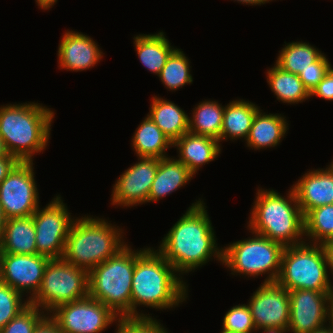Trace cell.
Listing matches in <instances>:
<instances>
[{
    "instance_id": "cell-12",
    "label": "cell",
    "mask_w": 333,
    "mask_h": 333,
    "mask_svg": "<svg viewBox=\"0 0 333 333\" xmlns=\"http://www.w3.org/2000/svg\"><path fill=\"white\" fill-rule=\"evenodd\" d=\"M33 162H19L0 183V204L5 217H27L40 206Z\"/></svg>"
},
{
    "instance_id": "cell-5",
    "label": "cell",
    "mask_w": 333,
    "mask_h": 333,
    "mask_svg": "<svg viewBox=\"0 0 333 333\" xmlns=\"http://www.w3.org/2000/svg\"><path fill=\"white\" fill-rule=\"evenodd\" d=\"M122 226L105 218L90 215L75 217L65 243L62 258L88 272L116 255L128 242Z\"/></svg>"
},
{
    "instance_id": "cell-28",
    "label": "cell",
    "mask_w": 333,
    "mask_h": 333,
    "mask_svg": "<svg viewBox=\"0 0 333 333\" xmlns=\"http://www.w3.org/2000/svg\"><path fill=\"white\" fill-rule=\"evenodd\" d=\"M225 106L216 100H202L192 108L188 132L214 138L220 142Z\"/></svg>"
},
{
    "instance_id": "cell-16",
    "label": "cell",
    "mask_w": 333,
    "mask_h": 333,
    "mask_svg": "<svg viewBox=\"0 0 333 333\" xmlns=\"http://www.w3.org/2000/svg\"><path fill=\"white\" fill-rule=\"evenodd\" d=\"M247 304L256 330L271 327L288 330L290 298L288 290L276 282H262Z\"/></svg>"
},
{
    "instance_id": "cell-14",
    "label": "cell",
    "mask_w": 333,
    "mask_h": 333,
    "mask_svg": "<svg viewBox=\"0 0 333 333\" xmlns=\"http://www.w3.org/2000/svg\"><path fill=\"white\" fill-rule=\"evenodd\" d=\"M137 159L138 162L127 168L112 186L111 205L131 208L148 203L159 158L137 157Z\"/></svg>"
},
{
    "instance_id": "cell-42",
    "label": "cell",
    "mask_w": 333,
    "mask_h": 333,
    "mask_svg": "<svg viewBox=\"0 0 333 333\" xmlns=\"http://www.w3.org/2000/svg\"><path fill=\"white\" fill-rule=\"evenodd\" d=\"M232 1V0H231ZM234 2L237 1L238 3L241 4H245V5H250V6H254V5H263L266 3H269L270 1L272 2L273 0H233Z\"/></svg>"
},
{
    "instance_id": "cell-13",
    "label": "cell",
    "mask_w": 333,
    "mask_h": 333,
    "mask_svg": "<svg viewBox=\"0 0 333 333\" xmlns=\"http://www.w3.org/2000/svg\"><path fill=\"white\" fill-rule=\"evenodd\" d=\"M288 294L290 298L288 333H312L328 324L333 292L295 289L288 291Z\"/></svg>"
},
{
    "instance_id": "cell-32",
    "label": "cell",
    "mask_w": 333,
    "mask_h": 333,
    "mask_svg": "<svg viewBox=\"0 0 333 333\" xmlns=\"http://www.w3.org/2000/svg\"><path fill=\"white\" fill-rule=\"evenodd\" d=\"M9 285L0 281V330L23 311L29 300Z\"/></svg>"
},
{
    "instance_id": "cell-46",
    "label": "cell",
    "mask_w": 333,
    "mask_h": 333,
    "mask_svg": "<svg viewBox=\"0 0 333 333\" xmlns=\"http://www.w3.org/2000/svg\"><path fill=\"white\" fill-rule=\"evenodd\" d=\"M312 333H333L332 328L327 324L323 328L313 331Z\"/></svg>"
},
{
    "instance_id": "cell-40",
    "label": "cell",
    "mask_w": 333,
    "mask_h": 333,
    "mask_svg": "<svg viewBox=\"0 0 333 333\" xmlns=\"http://www.w3.org/2000/svg\"><path fill=\"white\" fill-rule=\"evenodd\" d=\"M325 254H326V258H327V265H328V270H329V275L332 276V280H333V243L332 242H325L322 244Z\"/></svg>"
},
{
    "instance_id": "cell-4",
    "label": "cell",
    "mask_w": 333,
    "mask_h": 333,
    "mask_svg": "<svg viewBox=\"0 0 333 333\" xmlns=\"http://www.w3.org/2000/svg\"><path fill=\"white\" fill-rule=\"evenodd\" d=\"M286 196V197H285ZM277 190L257 188L247 229L284 247L305 242L304 214L292 187L286 195Z\"/></svg>"
},
{
    "instance_id": "cell-20",
    "label": "cell",
    "mask_w": 333,
    "mask_h": 333,
    "mask_svg": "<svg viewBox=\"0 0 333 333\" xmlns=\"http://www.w3.org/2000/svg\"><path fill=\"white\" fill-rule=\"evenodd\" d=\"M288 122L283 114H268L260 109L253 119L246 147L255 151L277 147L287 135Z\"/></svg>"
},
{
    "instance_id": "cell-39",
    "label": "cell",
    "mask_w": 333,
    "mask_h": 333,
    "mask_svg": "<svg viewBox=\"0 0 333 333\" xmlns=\"http://www.w3.org/2000/svg\"><path fill=\"white\" fill-rule=\"evenodd\" d=\"M20 161L16 157L0 158V183L8 176Z\"/></svg>"
},
{
    "instance_id": "cell-15",
    "label": "cell",
    "mask_w": 333,
    "mask_h": 333,
    "mask_svg": "<svg viewBox=\"0 0 333 333\" xmlns=\"http://www.w3.org/2000/svg\"><path fill=\"white\" fill-rule=\"evenodd\" d=\"M50 260L39 254L0 253V281L23 296L27 293L26 299L30 301L41 286L46 265Z\"/></svg>"
},
{
    "instance_id": "cell-25",
    "label": "cell",
    "mask_w": 333,
    "mask_h": 333,
    "mask_svg": "<svg viewBox=\"0 0 333 333\" xmlns=\"http://www.w3.org/2000/svg\"><path fill=\"white\" fill-rule=\"evenodd\" d=\"M165 32L138 34L133 37L134 49L143 67L159 75L170 54L177 48L171 45Z\"/></svg>"
},
{
    "instance_id": "cell-45",
    "label": "cell",
    "mask_w": 333,
    "mask_h": 333,
    "mask_svg": "<svg viewBox=\"0 0 333 333\" xmlns=\"http://www.w3.org/2000/svg\"><path fill=\"white\" fill-rule=\"evenodd\" d=\"M6 220H7V218L5 217L3 209H2L1 204H0V238H1V235H2V232H3Z\"/></svg>"
},
{
    "instance_id": "cell-24",
    "label": "cell",
    "mask_w": 333,
    "mask_h": 333,
    "mask_svg": "<svg viewBox=\"0 0 333 333\" xmlns=\"http://www.w3.org/2000/svg\"><path fill=\"white\" fill-rule=\"evenodd\" d=\"M147 116L173 143L189 129V116L181 107L165 98L153 95Z\"/></svg>"
},
{
    "instance_id": "cell-37",
    "label": "cell",
    "mask_w": 333,
    "mask_h": 333,
    "mask_svg": "<svg viewBox=\"0 0 333 333\" xmlns=\"http://www.w3.org/2000/svg\"><path fill=\"white\" fill-rule=\"evenodd\" d=\"M317 96L325 101H333V67L310 93V97Z\"/></svg>"
},
{
    "instance_id": "cell-9",
    "label": "cell",
    "mask_w": 333,
    "mask_h": 333,
    "mask_svg": "<svg viewBox=\"0 0 333 333\" xmlns=\"http://www.w3.org/2000/svg\"><path fill=\"white\" fill-rule=\"evenodd\" d=\"M88 296V271L63 258L46 265L41 286L29 304L49 314L57 306Z\"/></svg>"
},
{
    "instance_id": "cell-2",
    "label": "cell",
    "mask_w": 333,
    "mask_h": 333,
    "mask_svg": "<svg viewBox=\"0 0 333 333\" xmlns=\"http://www.w3.org/2000/svg\"><path fill=\"white\" fill-rule=\"evenodd\" d=\"M188 291L185 279L154 247L135 250L131 317H150V314L140 311L139 306L157 311L173 310L187 302Z\"/></svg>"
},
{
    "instance_id": "cell-10",
    "label": "cell",
    "mask_w": 333,
    "mask_h": 333,
    "mask_svg": "<svg viewBox=\"0 0 333 333\" xmlns=\"http://www.w3.org/2000/svg\"><path fill=\"white\" fill-rule=\"evenodd\" d=\"M64 201L58 194L32 214L37 254L50 259L62 258L70 227L75 220Z\"/></svg>"
},
{
    "instance_id": "cell-38",
    "label": "cell",
    "mask_w": 333,
    "mask_h": 333,
    "mask_svg": "<svg viewBox=\"0 0 333 333\" xmlns=\"http://www.w3.org/2000/svg\"><path fill=\"white\" fill-rule=\"evenodd\" d=\"M33 333H63L55 321L47 315L35 328Z\"/></svg>"
},
{
    "instance_id": "cell-36",
    "label": "cell",
    "mask_w": 333,
    "mask_h": 333,
    "mask_svg": "<svg viewBox=\"0 0 333 333\" xmlns=\"http://www.w3.org/2000/svg\"><path fill=\"white\" fill-rule=\"evenodd\" d=\"M327 55L323 54L305 70H302L298 75L305 88L312 92L318 83L324 78L325 74L332 67Z\"/></svg>"
},
{
    "instance_id": "cell-33",
    "label": "cell",
    "mask_w": 333,
    "mask_h": 333,
    "mask_svg": "<svg viewBox=\"0 0 333 333\" xmlns=\"http://www.w3.org/2000/svg\"><path fill=\"white\" fill-rule=\"evenodd\" d=\"M221 332L226 333H255L252 315L248 304L232 306L223 316Z\"/></svg>"
},
{
    "instance_id": "cell-18",
    "label": "cell",
    "mask_w": 333,
    "mask_h": 333,
    "mask_svg": "<svg viewBox=\"0 0 333 333\" xmlns=\"http://www.w3.org/2000/svg\"><path fill=\"white\" fill-rule=\"evenodd\" d=\"M327 166L309 169L291 186L304 216L316 207L333 204V165Z\"/></svg>"
},
{
    "instance_id": "cell-11",
    "label": "cell",
    "mask_w": 333,
    "mask_h": 333,
    "mask_svg": "<svg viewBox=\"0 0 333 333\" xmlns=\"http://www.w3.org/2000/svg\"><path fill=\"white\" fill-rule=\"evenodd\" d=\"M48 315L63 333H102L114 325L119 317L89 295L59 305Z\"/></svg>"
},
{
    "instance_id": "cell-23",
    "label": "cell",
    "mask_w": 333,
    "mask_h": 333,
    "mask_svg": "<svg viewBox=\"0 0 333 333\" xmlns=\"http://www.w3.org/2000/svg\"><path fill=\"white\" fill-rule=\"evenodd\" d=\"M0 253L37 254L35 226L32 215L8 218L1 238Z\"/></svg>"
},
{
    "instance_id": "cell-34",
    "label": "cell",
    "mask_w": 333,
    "mask_h": 333,
    "mask_svg": "<svg viewBox=\"0 0 333 333\" xmlns=\"http://www.w3.org/2000/svg\"><path fill=\"white\" fill-rule=\"evenodd\" d=\"M37 306L29 304L23 311L14 317L0 333H33L36 326L47 316Z\"/></svg>"
},
{
    "instance_id": "cell-1",
    "label": "cell",
    "mask_w": 333,
    "mask_h": 333,
    "mask_svg": "<svg viewBox=\"0 0 333 333\" xmlns=\"http://www.w3.org/2000/svg\"><path fill=\"white\" fill-rule=\"evenodd\" d=\"M204 199L199 198L173 224L156 249L184 279L215 259L222 265L223 247L218 246Z\"/></svg>"
},
{
    "instance_id": "cell-26",
    "label": "cell",
    "mask_w": 333,
    "mask_h": 333,
    "mask_svg": "<svg viewBox=\"0 0 333 333\" xmlns=\"http://www.w3.org/2000/svg\"><path fill=\"white\" fill-rule=\"evenodd\" d=\"M131 147L137 157H169L167 150L173 143L163 131L146 115L136 128L131 139Z\"/></svg>"
},
{
    "instance_id": "cell-30",
    "label": "cell",
    "mask_w": 333,
    "mask_h": 333,
    "mask_svg": "<svg viewBox=\"0 0 333 333\" xmlns=\"http://www.w3.org/2000/svg\"><path fill=\"white\" fill-rule=\"evenodd\" d=\"M189 58L180 48H176L168 57L166 64L158 75L160 82L168 91H178L193 83Z\"/></svg>"
},
{
    "instance_id": "cell-43",
    "label": "cell",
    "mask_w": 333,
    "mask_h": 333,
    "mask_svg": "<svg viewBox=\"0 0 333 333\" xmlns=\"http://www.w3.org/2000/svg\"><path fill=\"white\" fill-rule=\"evenodd\" d=\"M262 330V331H261ZM261 332V333H287L288 331L285 330V329H280V328H264V329H260V330H257L255 333H258V332Z\"/></svg>"
},
{
    "instance_id": "cell-6",
    "label": "cell",
    "mask_w": 333,
    "mask_h": 333,
    "mask_svg": "<svg viewBox=\"0 0 333 333\" xmlns=\"http://www.w3.org/2000/svg\"><path fill=\"white\" fill-rule=\"evenodd\" d=\"M135 248L127 244L116 255L88 272V295L119 317H131Z\"/></svg>"
},
{
    "instance_id": "cell-31",
    "label": "cell",
    "mask_w": 333,
    "mask_h": 333,
    "mask_svg": "<svg viewBox=\"0 0 333 333\" xmlns=\"http://www.w3.org/2000/svg\"><path fill=\"white\" fill-rule=\"evenodd\" d=\"M305 242L323 244L333 237V204L316 207L304 216Z\"/></svg>"
},
{
    "instance_id": "cell-35",
    "label": "cell",
    "mask_w": 333,
    "mask_h": 333,
    "mask_svg": "<svg viewBox=\"0 0 333 333\" xmlns=\"http://www.w3.org/2000/svg\"><path fill=\"white\" fill-rule=\"evenodd\" d=\"M115 325L116 333H170L154 316L118 317Z\"/></svg>"
},
{
    "instance_id": "cell-29",
    "label": "cell",
    "mask_w": 333,
    "mask_h": 333,
    "mask_svg": "<svg viewBox=\"0 0 333 333\" xmlns=\"http://www.w3.org/2000/svg\"><path fill=\"white\" fill-rule=\"evenodd\" d=\"M284 43L275 63L283 70L293 74L298 75L323 54L317 47L302 40Z\"/></svg>"
},
{
    "instance_id": "cell-47",
    "label": "cell",
    "mask_w": 333,
    "mask_h": 333,
    "mask_svg": "<svg viewBox=\"0 0 333 333\" xmlns=\"http://www.w3.org/2000/svg\"><path fill=\"white\" fill-rule=\"evenodd\" d=\"M328 325L332 328L333 330V304L330 308V311H329V319H328Z\"/></svg>"
},
{
    "instance_id": "cell-3",
    "label": "cell",
    "mask_w": 333,
    "mask_h": 333,
    "mask_svg": "<svg viewBox=\"0 0 333 333\" xmlns=\"http://www.w3.org/2000/svg\"><path fill=\"white\" fill-rule=\"evenodd\" d=\"M38 102L0 106V137L10 155L20 162H33L51 139L55 112Z\"/></svg>"
},
{
    "instance_id": "cell-44",
    "label": "cell",
    "mask_w": 333,
    "mask_h": 333,
    "mask_svg": "<svg viewBox=\"0 0 333 333\" xmlns=\"http://www.w3.org/2000/svg\"><path fill=\"white\" fill-rule=\"evenodd\" d=\"M1 157H15L9 154L3 139L0 137V158Z\"/></svg>"
},
{
    "instance_id": "cell-19",
    "label": "cell",
    "mask_w": 333,
    "mask_h": 333,
    "mask_svg": "<svg viewBox=\"0 0 333 333\" xmlns=\"http://www.w3.org/2000/svg\"><path fill=\"white\" fill-rule=\"evenodd\" d=\"M177 150V160L196 175L203 165L213 162L222 152V144L211 137L196 135L190 132L183 134L173 142Z\"/></svg>"
},
{
    "instance_id": "cell-8",
    "label": "cell",
    "mask_w": 333,
    "mask_h": 333,
    "mask_svg": "<svg viewBox=\"0 0 333 333\" xmlns=\"http://www.w3.org/2000/svg\"><path fill=\"white\" fill-rule=\"evenodd\" d=\"M250 237L223 247L222 265L234 276L261 277L263 283L276 282L281 266L284 246L254 232Z\"/></svg>"
},
{
    "instance_id": "cell-22",
    "label": "cell",
    "mask_w": 333,
    "mask_h": 333,
    "mask_svg": "<svg viewBox=\"0 0 333 333\" xmlns=\"http://www.w3.org/2000/svg\"><path fill=\"white\" fill-rule=\"evenodd\" d=\"M260 106L244 99H233L224 108L220 142L247 139L253 119Z\"/></svg>"
},
{
    "instance_id": "cell-21",
    "label": "cell",
    "mask_w": 333,
    "mask_h": 333,
    "mask_svg": "<svg viewBox=\"0 0 333 333\" xmlns=\"http://www.w3.org/2000/svg\"><path fill=\"white\" fill-rule=\"evenodd\" d=\"M195 175L176 157L159 159L158 169L152 183L148 203L159 202L167 195L185 187Z\"/></svg>"
},
{
    "instance_id": "cell-27",
    "label": "cell",
    "mask_w": 333,
    "mask_h": 333,
    "mask_svg": "<svg viewBox=\"0 0 333 333\" xmlns=\"http://www.w3.org/2000/svg\"><path fill=\"white\" fill-rule=\"evenodd\" d=\"M266 71L267 83L281 103L294 105L311 98L299 75L283 70L276 63Z\"/></svg>"
},
{
    "instance_id": "cell-17",
    "label": "cell",
    "mask_w": 333,
    "mask_h": 333,
    "mask_svg": "<svg viewBox=\"0 0 333 333\" xmlns=\"http://www.w3.org/2000/svg\"><path fill=\"white\" fill-rule=\"evenodd\" d=\"M61 37L57 51L59 69L81 72L93 68L102 60V48L87 34L65 30Z\"/></svg>"
},
{
    "instance_id": "cell-41",
    "label": "cell",
    "mask_w": 333,
    "mask_h": 333,
    "mask_svg": "<svg viewBox=\"0 0 333 333\" xmlns=\"http://www.w3.org/2000/svg\"><path fill=\"white\" fill-rule=\"evenodd\" d=\"M39 9L50 10L58 0H35Z\"/></svg>"
},
{
    "instance_id": "cell-7",
    "label": "cell",
    "mask_w": 333,
    "mask_h": 333,
    "mask_svg": "<svg viewBox=\"0 0 333 333\" xmlns=\"http://www.w3.org/2000/svg\"><path fill=\"white\" fill-rule=\"evenodd\" d=\"M327 258L321 244L304 242L286 246L281 256V266L276 283L292 291L309 289L333 292Z\"/></svg>"
}]
</instances>
